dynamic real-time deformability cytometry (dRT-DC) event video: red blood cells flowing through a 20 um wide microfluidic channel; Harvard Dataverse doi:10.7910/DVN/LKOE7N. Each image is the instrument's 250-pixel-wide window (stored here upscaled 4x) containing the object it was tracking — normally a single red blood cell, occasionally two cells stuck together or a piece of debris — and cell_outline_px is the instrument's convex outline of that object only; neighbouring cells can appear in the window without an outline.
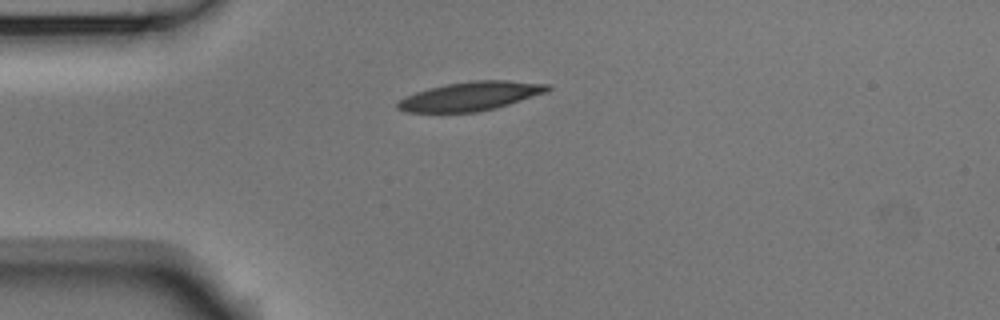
{"species": "Egyptian fruit bat (a non-hibernating species)", "species_latin": "Rousettus aegyptiacus", "temperature_condition": "room temperature", "stored_images_in_passage": 41, "camera_frame_rate_fps": 3000, "um_per_image_px": 0.085, "animal": {"sex": "male"}, "frame": {"image": 1, "passage_image": 1, "time_ms": 0.0, "image_size_px": [1000, 320], "cell_outline_px": [[552, 88], [548, 92], [496, 108], [476, 112], [404, 112], [396, 108], [396, 104], [404, 96], [428, 88], [448, 84], [472, 80], [508, 80], [548, 84]], "centroid_in_image_um": [40.0, 8.17], "position_along_channel_um": 45.0, "area_um2": 25.32}}
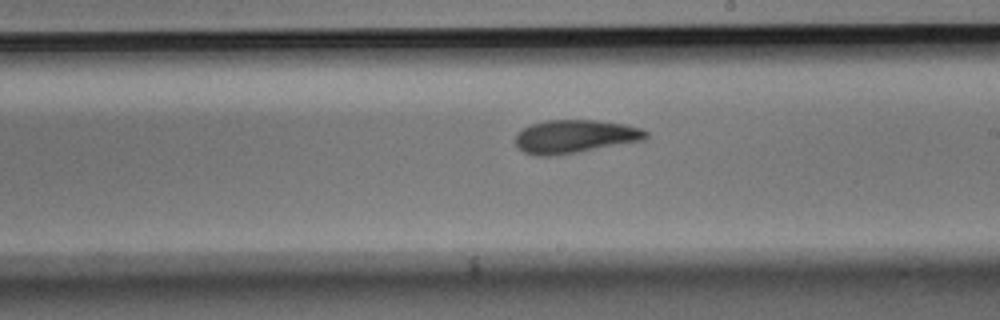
{"frame": {"image": 2, "passage_image": 18, "time_ms": 5.667, "image_size_px": [1000, 320], "cell_outline_px": [[648, 136], [644, 140], [556, 156], [536, 156], [524, 152], [516, 144], [516, 132], [532, 124], [544, 120], [596, 120], [624, 124], [640, 128], [648, 132]], "centroid_in_image_um": [48.86, 11.6], "position_along_channel_um": 240.1, "area_um2": 25.32}}
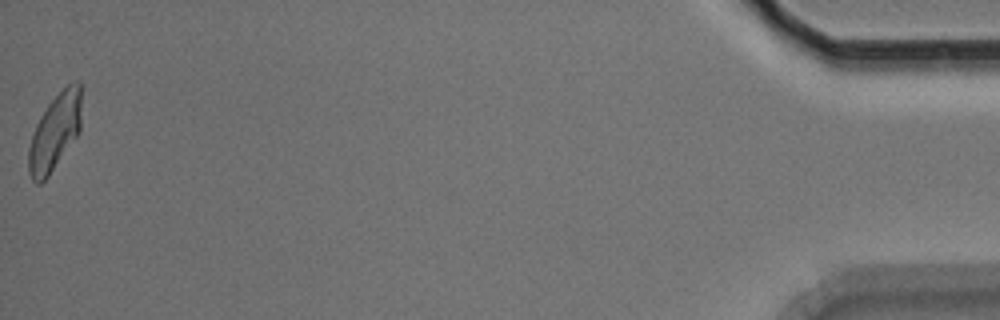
{"frame": {"image": 3, "passage_image": 41, "time_ms": 13.333, "image_size_px": [1000, 320], "cell_outline_px": [[80, 132], [48, 176], [40, 184], [36, 184], [32, 180], [28, 172], [28, 148], [36, 124], [40, 116], [48, 104], [68, 84], [76, 80], [80, 84]], "centroid_in_image_um": [4.64, 11.26], "position_along_channel_um": 430.6, "area_um2": 23.29}, "authors_computed_cell_mechanics": {"area_um2": 24.7384, "velocity_mm_per_s": 3.7419, "shape_relaxation_time_tau1_ms": 4.3406, "shape_relaxation_time_tau2_ms": 5.0878, "deformation_change_tau1": 0.1512, "deformation_change_tau2": 0.129}}